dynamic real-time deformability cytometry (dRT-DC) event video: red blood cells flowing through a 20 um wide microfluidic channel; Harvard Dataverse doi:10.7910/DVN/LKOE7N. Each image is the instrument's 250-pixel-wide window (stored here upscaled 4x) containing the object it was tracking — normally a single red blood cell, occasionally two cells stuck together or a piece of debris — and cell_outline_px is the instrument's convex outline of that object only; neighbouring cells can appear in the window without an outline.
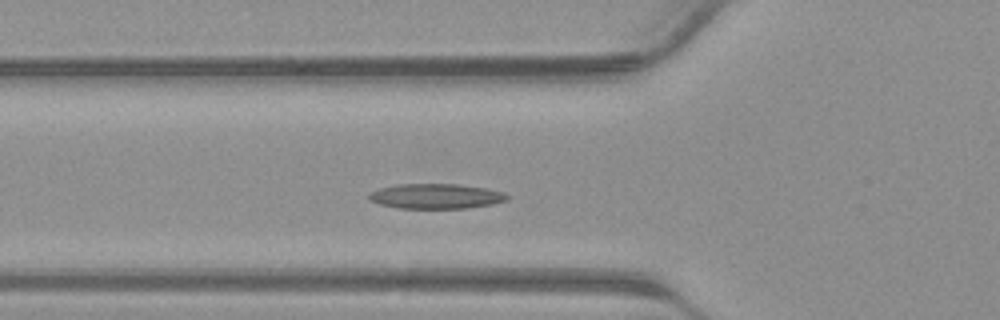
{"species": "common noctule bat (a hibernating species)", "species_latin": "Nyctalus noctula", "temperature_condition": "warm", "stored_images_in_passage": 31, "camera_frame_rate_fps": 3000, "um_per_image_px": 0.085, "animal": {"sex": "male", "body_mass_g": 23.1, "forearm_length_mm": 52.7}, "frame": {"image": 1, "passage_image": 4, "time_ms": 1.0, "image_size_px": [1000, 320], "cell_outline_px": [[512, 196], [508, 200], [492, 204], [468, 208], [396, 208], [380, 204], [368, 200], [368, 192], [376, 188], [396, 184], [456, 184], [488, 188], [504, 192]], "centroid_in_image_um": [37.04, 16.67], "position_along_channel_um": 88.8, "area_um2": 20.52}}
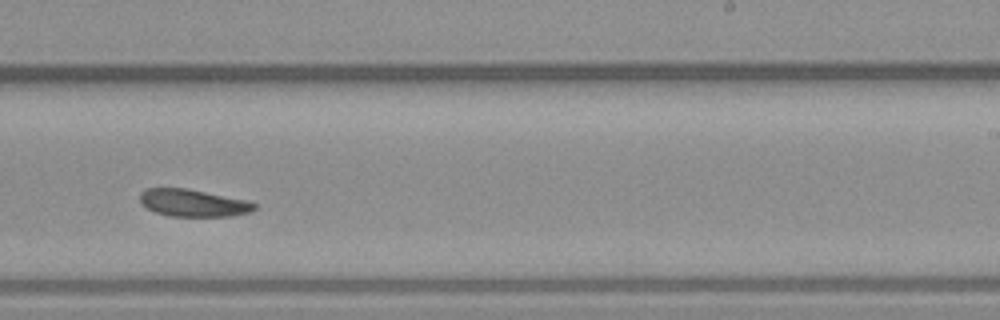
{"frame": {"image": 2, "passage_image": 15, "time_ms": 4.667, "image_size_px": [1000, 320], "cell_outline_px": [[256, 208], [248, 212], [228, 216], [172, 216], [156, 212], [148, 208], [140, 200], [140, 192], [144, 188], [188, 188], [248, 200], [256, 204]], "centroid_in_image_um": [16.42, 17.23], "position_along_channel_um": 272.6, "area_um2": 18.09}}
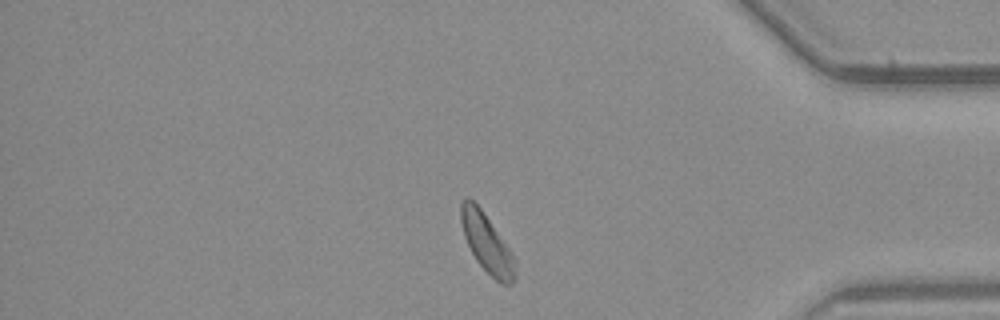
{"frame": {"image": 3, "passage_image": 24, "time_ms": 7.667, "image_size_px": [1000, 320], "cell_outline_px": [[516, 280], [512, 284], [500, 284], [476, 260], [464, 236], [460, 220], [460, 204], [468, 196], [480, 208], [512, 252], [516, 260]], "centroid_in_image_um": [41.41, 20.71], "position_along_channel_um": 393.8, "area_um2": 18.38}}